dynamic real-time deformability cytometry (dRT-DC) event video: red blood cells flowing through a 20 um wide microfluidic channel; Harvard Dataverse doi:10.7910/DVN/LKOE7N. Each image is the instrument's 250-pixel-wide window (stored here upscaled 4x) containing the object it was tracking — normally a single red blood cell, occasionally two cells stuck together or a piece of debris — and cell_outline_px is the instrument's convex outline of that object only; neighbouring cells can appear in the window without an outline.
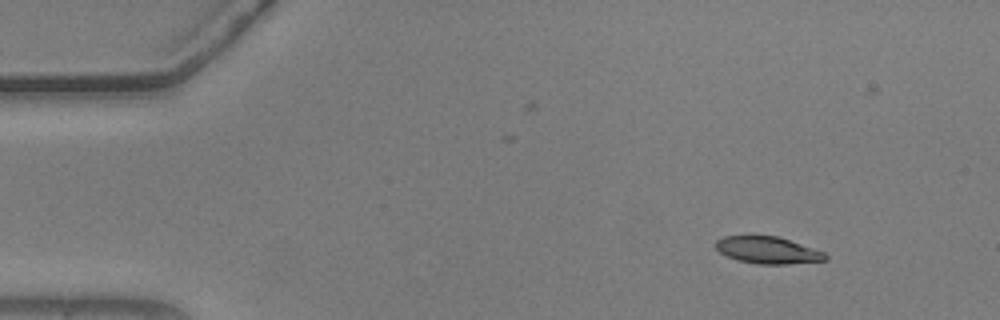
{"species": "common noctule bat (a hibernating species)", "species_latin": "Nyctalus noctula", "temperature_condition": "warm", "stored_images_in_passage": 12, "camera_frame_rate_fps": 3000, "um_per_image_px": 0.085, "animal": {"sex": "male", "body_mass_g": 20.5, "forearm_length_mm": 52.5}, "frame": {"image": 1, "passage_image": 2, "time_ms": 0.333, "image_size_px": [1000, 320], "cell_outline_px": [[828, 260], [788, 264], [756, 264], [736, 260], [720, 252], [716, 248], [716, 240], [724, 236], [776, 236], [824, 252], [828, 256]], "centroid_in_image_um": [65.25, 21.28], "position_along_channel_um": 19.7, "area_um2": 17.05}}
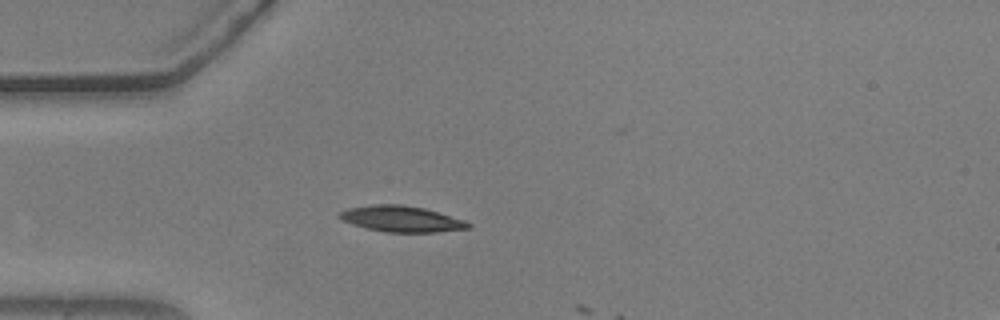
{"frame": {"image": 2, "passage_image": 11, "time_ms": 3.333, "image_size_px": [1000, 320], "cell_outline_px": [[472, 228], [436, 232], [384, 232], [352, 224], [336, 216], [340, 212], [348, 208], [372, 204], [404, 204], [424, 208], [464, 220], [472, 224]], "centroid_in_image_um": [34.13, 18.6], "position_along_channel_um": 50.9, "area_um2": 19.48}}